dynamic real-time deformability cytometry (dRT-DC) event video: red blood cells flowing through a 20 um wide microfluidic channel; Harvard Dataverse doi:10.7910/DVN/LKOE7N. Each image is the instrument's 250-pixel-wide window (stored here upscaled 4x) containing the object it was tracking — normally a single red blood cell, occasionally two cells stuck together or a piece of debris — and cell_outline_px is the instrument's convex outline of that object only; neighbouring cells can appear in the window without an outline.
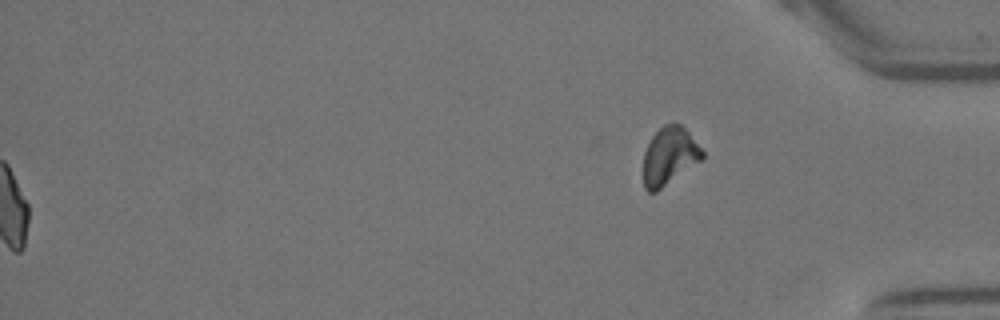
{"species": "Egyptian fruit bat (a non-hibernating species)", "species_latin": "Rousettus aegyptiacus", "temperature_condition": "warm", "stored_images_in_passage": 57, "segment_of_instrument_passage": [2, 2], "camera_frame_rate_fps": 3000, "um_per_image_px": 0.085, "animal": {"sex": "female"}, "frame": {"image": 1, "passage_image": 57, "time_ms": 18.667, "image_size_px": [1000, 320], "cell_outline_px": [[704, 156], [700, 160], [656, 192], [648, 192], [644, 188], [644, 152], [652, 136], [664, 124], [672, 120], [680, 124], [688, 132], [704, 152]], "centroid_in_image_um": [56.88, 13.23], "position_along_channel_um": 378.3, "area_um2": 19.59}}